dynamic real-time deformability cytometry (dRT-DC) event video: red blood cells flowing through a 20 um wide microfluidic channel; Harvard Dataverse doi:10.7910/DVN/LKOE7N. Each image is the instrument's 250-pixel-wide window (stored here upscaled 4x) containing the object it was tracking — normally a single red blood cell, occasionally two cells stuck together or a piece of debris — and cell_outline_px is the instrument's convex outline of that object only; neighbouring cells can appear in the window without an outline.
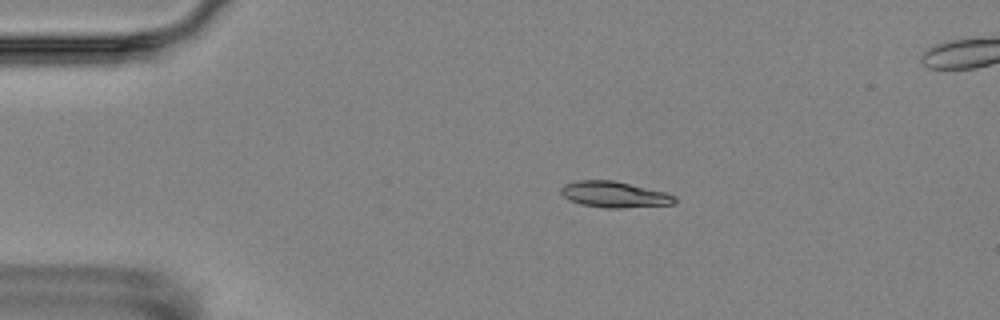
{"species": "Egyptian fruit bat (a non-hibernating species)", "species_latin": "Rousettus aegyptiacus", "temperature_condition": "room temperature", "stored_images_in_passage": 7, "camera_frame_rate_fps": 3000, "um_per_image_px": 0.085, "animal": {"sex": "female"}, "frame": {"image": 1, "passage_image": 4, "time_ms": 3.333, "image_size_px": [1000, 320], "cell_outline_px": [[676, 204], [620, 208], [604, 208], [580, 204], [564, 196], [560, 192], [560, 188], [564, 184], [576, 180], [612, 180], [664, 192], [676, 196]], "centroid_in_image_um": [52.21, 16.53], "position_along_channel_um": 32.8, "area_um2": 17.17}}
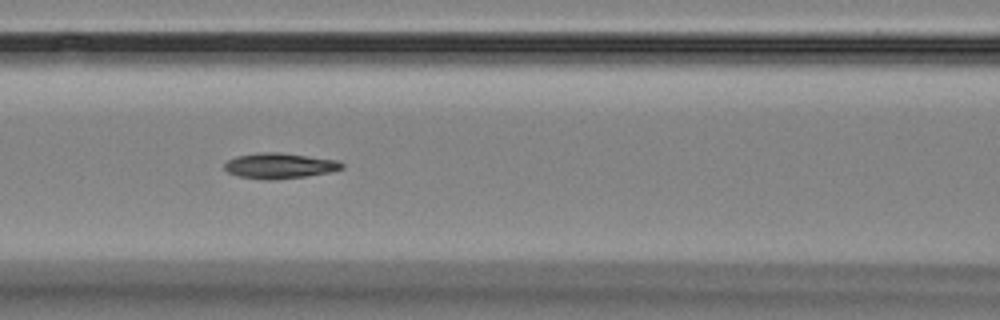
{"frame": {"image": 2, "passage_image": 7, "time_ms": 7.667, "image_size_px": [1000, 320], "cell_outline_px": [[344, 168], [332, 172], [308, 176], [272, 180], [264, 180], [240, 176], [228, 172], [224, 168], [224, 164], [228, 160], [236, 156], [260, 152], [280, 152], [336, 160], [344, 164]], "centroid_in_image_um": [23.78, 14.09], "position_along_channel_um": 142.8, "area_um2": 17.51}}